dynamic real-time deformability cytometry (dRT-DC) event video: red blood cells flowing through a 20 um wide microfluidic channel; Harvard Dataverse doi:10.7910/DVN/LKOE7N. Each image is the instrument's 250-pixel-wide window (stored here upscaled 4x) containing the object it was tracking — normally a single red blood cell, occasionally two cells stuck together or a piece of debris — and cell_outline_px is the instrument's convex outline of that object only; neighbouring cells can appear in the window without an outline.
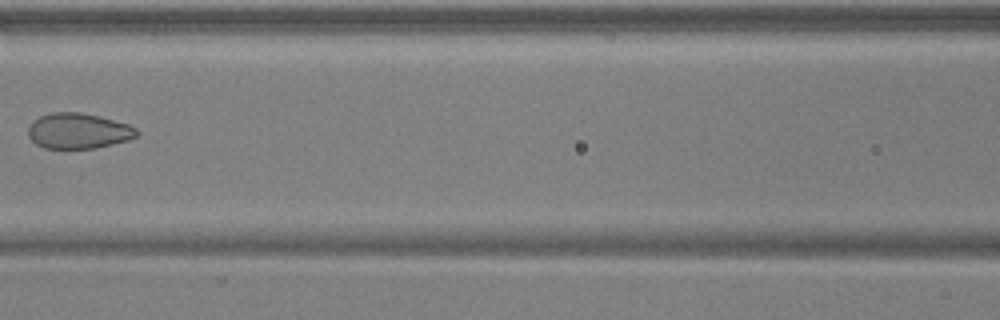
{"species": "common noctule bat (a hibernating species)", "species_latin": "Nyctalus noctula", "temperature_condition": "warm", "stored_images_in_passage": 8, "camera_frame_rate_fps": 3000, "um_per_image_px": 0.085, "animal": {"sex": "male", "body_mass_g": 17.9, "forearm_length_mm": 54.2}, "frame": {"image": 1, "passage_image": 7, "time_ms": 2.0, "image_size_px": [1000, 320], "cell_outline_px": [[140, 132], [136, 136], [128, 140], [96, 148], [44, 148], [36, 144], [28, 136], [28, 128], [40, 116], [52, 112], [80, 112], [100, 116], [128, 124], [136, 128]], "centroid_in_image_um": [6.68, 11.13], "position_along_channel_um": 159.9, "area_um2": 22.37}}
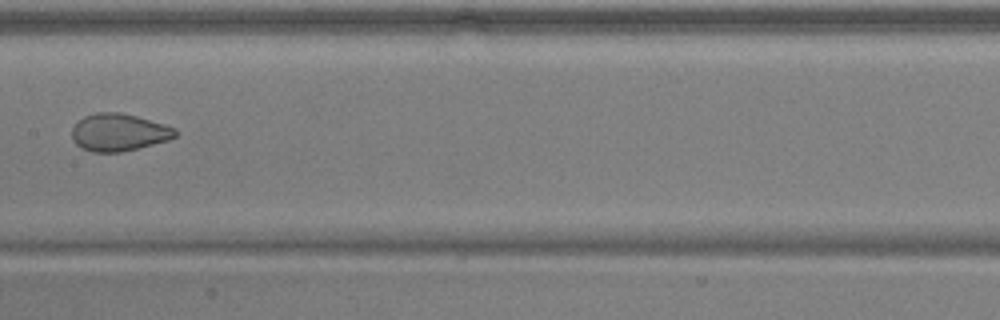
{"frame": {"image": 2, "passage_image": 8, "time_ms": 2.333, "image_size_px": [1000, 320], "cell_outline_px": [[176, 136], [168, 140], [120, 152], [92, 152], [80, 148], [72, 140], [72, 128], [84, 116], [96, 112], [120, 112], [136, 116], [164, 124], [176, 128]], "centroid_in_image_um": [10.07, 11.25], "position_along_channel_um": 197.3, "area_um2": 22.43}}